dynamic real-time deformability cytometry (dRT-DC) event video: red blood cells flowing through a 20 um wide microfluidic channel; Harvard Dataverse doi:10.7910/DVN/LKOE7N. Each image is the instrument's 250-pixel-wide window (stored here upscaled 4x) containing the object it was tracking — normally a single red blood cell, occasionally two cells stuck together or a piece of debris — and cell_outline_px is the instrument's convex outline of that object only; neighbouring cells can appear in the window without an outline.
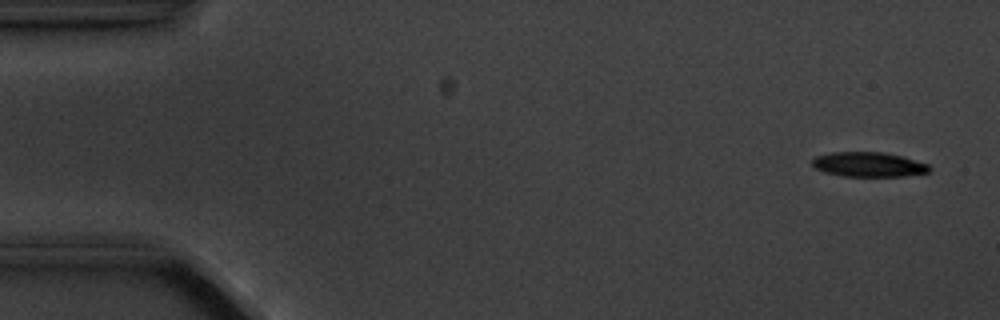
{"species": "common noctule bat (a hibernating species)", "species_latin": "Nyctalus noctula", "temperature_condition": "cold", "stored_images_in_passage": 6, "camera_frame_rate_fps": 3000, "um_per_image_px": 0.085, "animal": {"sex": "male", "body_mass_g": 20.1, "forearm_length_mm": 53.5}, "frame": {"image": 1, "passage_image": 1, "time_ms": 0.0, "image_size_px": [1000, 320], "cell_outline_px": [[932, 168], [928, 172], [904, 176], [840, 176], [824, 172], [816, 168], [812, 164], [812, 160], [816, 156], [832, 152], [880, 152], [900, 156], [928, 164]], "centroid_in_image_um": [73.81, 13.98], "position_along_channel_um": 11.2, "area_um2": 16.7}}